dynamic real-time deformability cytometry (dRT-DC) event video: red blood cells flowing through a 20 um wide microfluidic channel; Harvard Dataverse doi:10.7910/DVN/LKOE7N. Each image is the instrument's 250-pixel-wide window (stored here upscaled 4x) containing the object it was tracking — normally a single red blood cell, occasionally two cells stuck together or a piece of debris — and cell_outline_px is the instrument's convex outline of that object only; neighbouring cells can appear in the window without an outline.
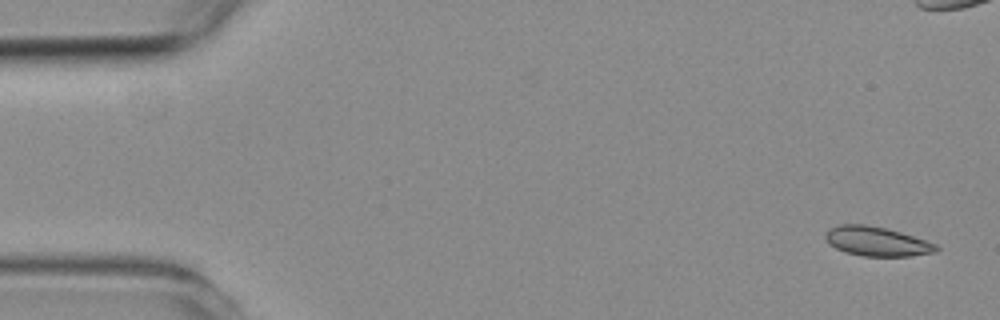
{"species": "common noctule bat (a hibernating species)", "species_latin": "Nyctalus noctula", "temperature_condition": "room temperature", "stored_images_in_passage": 9, "camera_frame_rate_fps": 3000, "um_per_image_px": 0.085, "animal": {"sex": "female", "body_mass_g": 19.3, "forearm_length_mm": 54.1}, "frame": {"image": 1, "passage_image": 1, "time_ms": 0.0, "image_size_px": [1000, 320], "cell_outline_px": [[940, 248], [936, 252], [908, 256], [864, 256], [844, 252], [828, 244], [824, 236], [832, 228], [840, 224], [864, 224], [884, 228], [900, 232], [936, 244]], "centroid_in_image_um": [74.51, 20.53], "position_along_channel_um": 10.5, "area_um2": 18.73}}
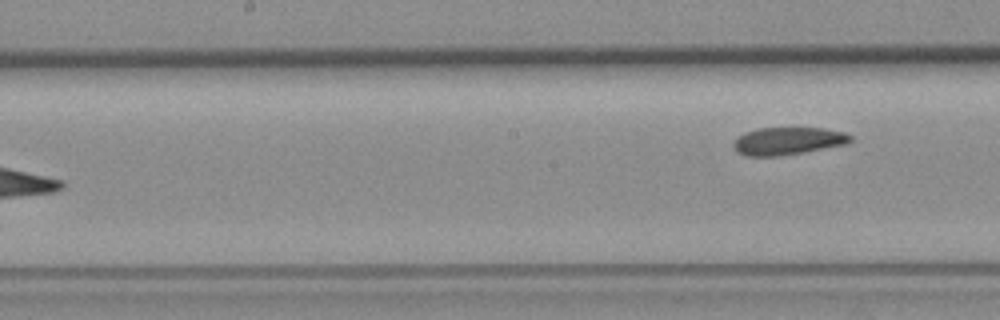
{"frame": {"image": 2, "passage_image": 9, "time_ms": 9.333, "image_size_px": [1000, 320], "cell_outline_px": [[852, 140], [848, 144], [804, 152], [780, 156], [744, 156], [736, 152], [732, 144], [744, 132], [756, 128], [824, 128], [844, 132], [852, 136]], "centroid_in_image_um": [66.97, 11.99], "position_along_channel_um": 181.2, "area_um2": 18.96}}